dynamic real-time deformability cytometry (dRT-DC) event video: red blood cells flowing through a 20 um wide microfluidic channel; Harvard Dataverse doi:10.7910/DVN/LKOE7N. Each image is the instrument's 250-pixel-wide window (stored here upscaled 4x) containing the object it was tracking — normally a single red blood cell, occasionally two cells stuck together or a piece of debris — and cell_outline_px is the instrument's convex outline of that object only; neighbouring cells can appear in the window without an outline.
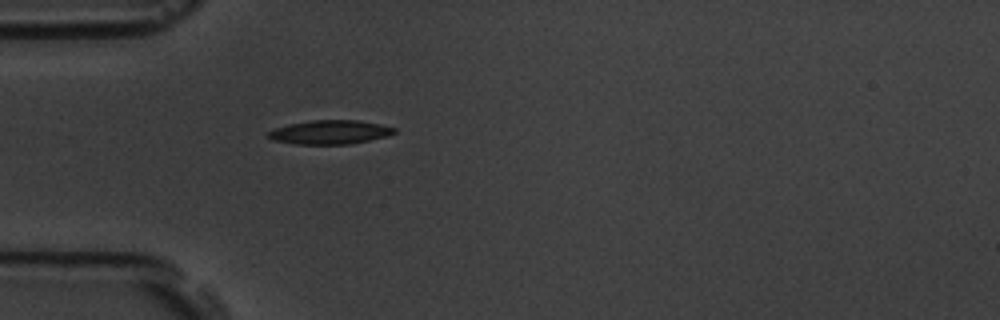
{"species": "common noctule bat (a hibernating species)", "species_latin": "Nyctalus noctula", "temperature_condition": "room temperature", "stored_images_in_passage": 1, "camera_frame_rate_fps": 3000, "um_per_image_px": 0.085, "animal": {"sex": "male", "body_mass_g": 19.5, "forearm_length_mm": 54.6}, "frame": {"image": 1, "passage_image": 1, "time_ms": 0.0, "image_size_px": [1000, 320], "cell_outline_px": [[396, 132], [388, 136], [348, 144], [292, 144], [272, 140], [268, 136], [268, 132], [276, 128], [288, 124], [312, 120], [360, 120], [380, 124], [396, 128]], "centroid_in_image_um": [28.05, 11.23], "position_along_channel_um": 57.0, "area_um2": 17.57}}